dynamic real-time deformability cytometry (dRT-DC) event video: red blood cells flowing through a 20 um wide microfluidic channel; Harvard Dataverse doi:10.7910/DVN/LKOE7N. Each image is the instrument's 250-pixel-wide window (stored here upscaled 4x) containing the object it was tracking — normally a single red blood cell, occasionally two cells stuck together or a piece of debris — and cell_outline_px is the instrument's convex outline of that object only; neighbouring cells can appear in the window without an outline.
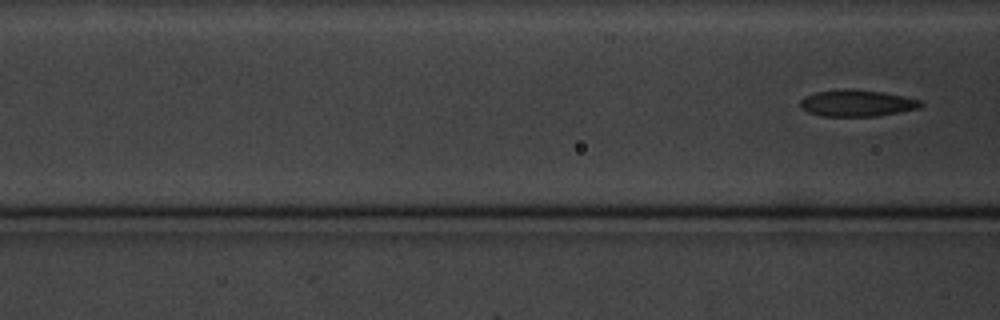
{"species": "common noctule bat (a hibernating species)", "species_latin": "Nyctalus noctula", "temperature_condition": "cold", "stored_images_in_passage": 8, "segment_of_instrument_passage": [2, 2], "camera_frame_rate_fps": 3000, "um_per_image_px": 0.085, "animal": {"sex": "male", "body_mass_g": 20.1, "forearm_length_mm": 53.5}, "frame": {"image": 1, "passage_image": 8, "time_ms": 9.0, "image_size_px": [1000, 320], "cell_outline_px": [[924, 104], [920, 108], [876, 116], [820, 116], [808, 112], [800, 108], [800, 100], [804, 96], [816, 92], [844, 88], [848, 88], [884, 92], [904, 96], [920, 100]], "centroid_in_image_um": [72.82, 8.76], "position_along_channel_um": 93.8, "area_um2": 18.84}}